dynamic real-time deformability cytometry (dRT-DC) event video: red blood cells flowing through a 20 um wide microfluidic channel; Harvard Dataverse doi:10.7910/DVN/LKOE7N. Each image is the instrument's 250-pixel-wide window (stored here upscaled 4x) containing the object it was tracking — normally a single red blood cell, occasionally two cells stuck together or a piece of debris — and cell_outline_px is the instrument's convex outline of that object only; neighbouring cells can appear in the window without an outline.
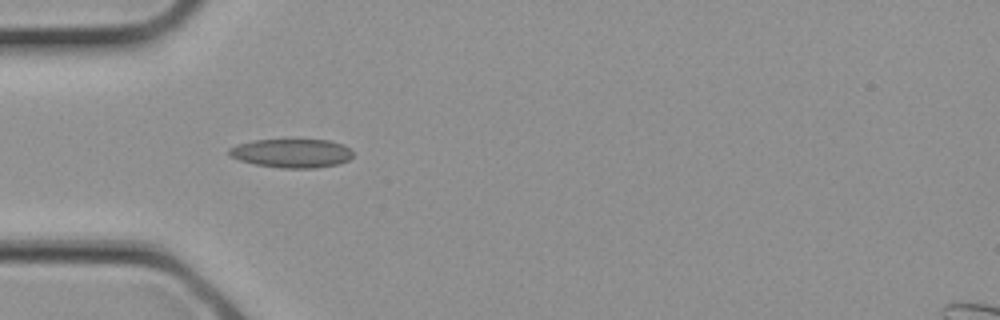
{"species": "common noctule bat (a hibernating species)", "species_latin": "Nyctalus noctula", "temperature_condition": "cold", "stored_images_in_passage": 6, "camera_frame_rate_fps": 3000, "um_per_image_px": 0.085, "animal": {"sex": "female", "body_mass_g": 21.9}, "frame": {"image": 1, "passage_image": 1, "time_ms": 0.0, "image_size_px": [1000, 320], "cell_outline_px": [[352, 156], [348, 160], [336, 164], [316, 168], [280, 168], [256, 164], [240, 160], [228, 156], [228, 148], [236, 144], [252, 140], [332, 140], [344, 144], [352, 152]], "centroid_in_image_um": [24.76, 13.02], "position_along_channel_um": 60.2, "area_um2": 20.87}}
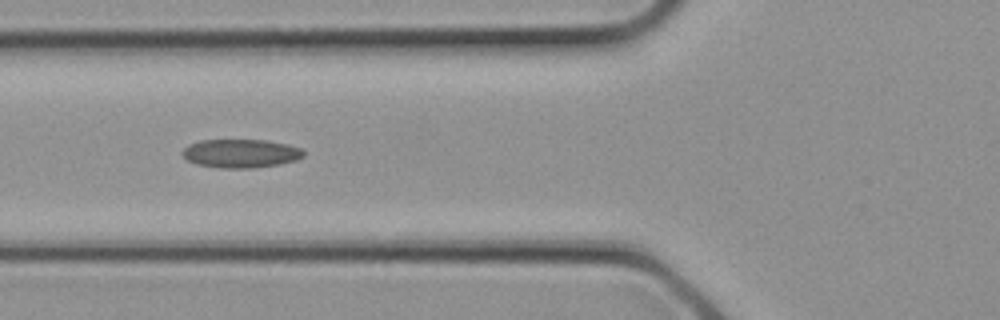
{"frame": {"image": 2, "passage_image": 3, "time_ms": 0.667, "image_size_px": [1000, 320], "cell_outline_px": [[304, 156], [296, 160], [280, 164], [252, 168], [220, 168], [196, 164], [188, 160], [180, 152], [188, 144], [200, 140], [264, 140], [288, 144], [300, 148], [304, 152]], "centroid_in_image_um": [20.45, 13.04], "position_along_channel_um": 105.4, "area_um2": 20.23}}
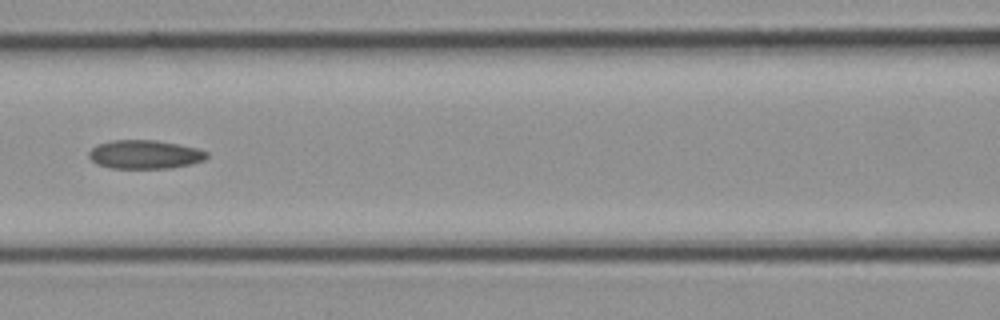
{"frame": {"image": 3, "passage_image": 5, "time_ms": 1.333, "image_size_px": [1000, 320], "cell_outline_px": [[208, 156], [204, 160], [192, 164], [172, 168], [108, 168], [96, 164], [88, 156], [88, 152], [96, 144], [112, 140], [156, 140], [196, 148], [208, 152]], "centroid_in_image_um": [12.28, 13.13], "position_along_channel_um": 154.3, "area_um2": 19.83}}